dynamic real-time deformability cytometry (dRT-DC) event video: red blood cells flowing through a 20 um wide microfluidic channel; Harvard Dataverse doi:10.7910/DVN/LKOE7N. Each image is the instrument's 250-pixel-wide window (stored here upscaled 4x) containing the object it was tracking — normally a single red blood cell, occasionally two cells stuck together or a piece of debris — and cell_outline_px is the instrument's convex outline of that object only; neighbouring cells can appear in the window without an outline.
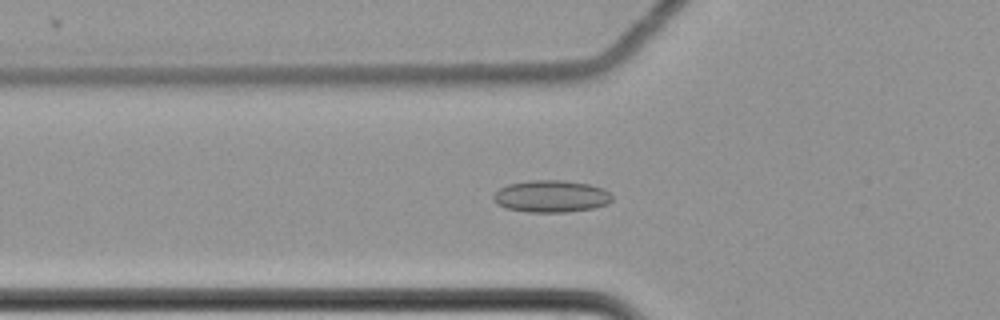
{"species": "common noctule bat (a hibernating species)", "species_latin": "Nyctalus noctula", "temperature_condition": "cold", "stored_images_in_passage": 62, "camera_frame_rate_fps": 3000, "um_per_image_px": 0.085, "animal": {"sex": "female", "body_mass_g": 22.7, "forearm_length_mm": 54.2}, "frame": {"image": 1, "passage_image": 24, "time_ms": 7.667, "image_size_px": [1000, 320], "cell_outline_px": [[612, 200], [608, 204], [592, 208], [564, 212], [528, 212], [508, 208], [496, 204], [492, 200], [492, 196], [500, 188], [508, 184], [528, 180], [564, 180], [588, 184], [604, 188], [612, 196]], "centroid_in_image_um": [46.83, 16.68], "position_along_channel_um": 79.0, "area_um2": 22.2}}
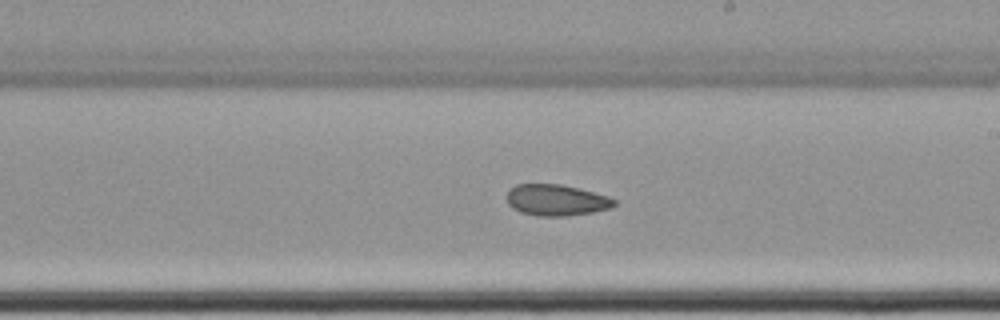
{"frame": {"image": 2, "passage_image": 38, "time_ms": 12.333, "image_size_px": [1000, 320], "cell_outline_px": [[616, 204], [612, 208], [592, 212], [564, 216], [536, 216], [520, 212], [512, 208], [508, 204], [508, 188], [516, 184], [560, 184], [608, 196], [616, 200]], "centroid_in_image_um": [47.26, 17.01], "position_along_channel_um": 241.7, "area_um2": 19.54}}
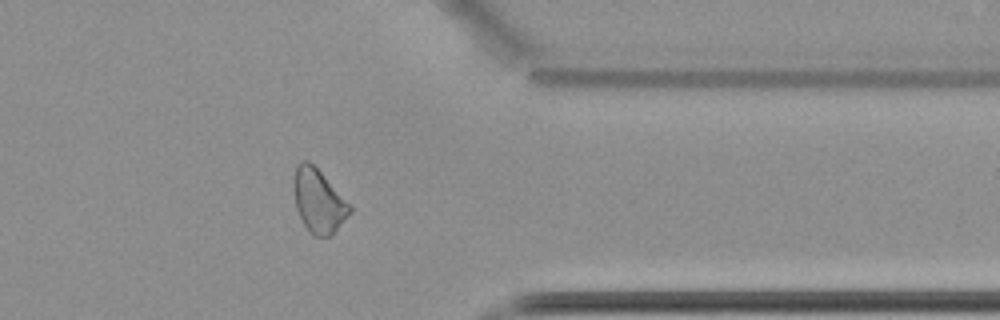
{"frame": {"image": 3, "passage_image": 51, "time_ms": 16.667, "image_size_px": [1000, 320], "cell_outline_px": [[352, 212], [328, 236], [312, 236], [304, 224], [296, 208], [296, 164], [300, 160], [308, 160], [320, 172], [352, 208]], "centroid_in_image_um": [27.08, 17.09], "position_along_channel_um": 384.3, "area_um2": 19.65}, "authors_computed_cell_mechanics": {"area_um2": 21.7617, "velocity_mm_per_s": 3.4971, "shape_relaxation_time_tau1_ms": null, "shape_relaxation_time_tau2_ms": 6.6357, "deformation_change_tau1": null, "deformation_change_tau2": 0.1108}}